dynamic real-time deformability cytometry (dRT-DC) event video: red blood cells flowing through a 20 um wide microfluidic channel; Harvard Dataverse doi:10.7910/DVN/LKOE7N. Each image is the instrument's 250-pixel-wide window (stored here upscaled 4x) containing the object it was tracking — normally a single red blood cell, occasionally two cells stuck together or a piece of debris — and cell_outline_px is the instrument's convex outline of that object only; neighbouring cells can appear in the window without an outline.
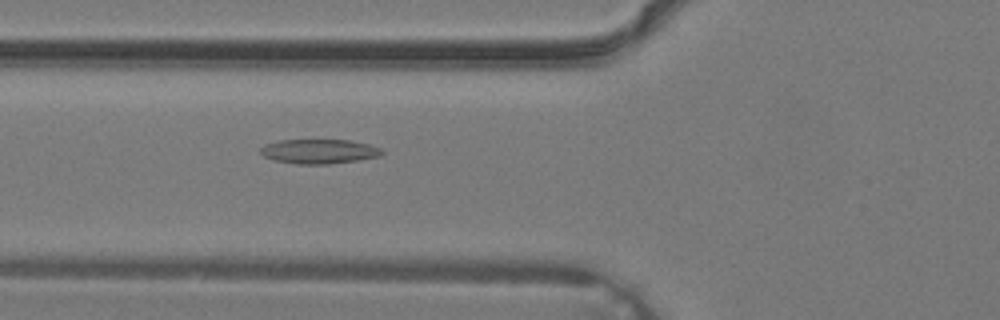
{"species": "common noctule bat (a hibernating species)", "species_latin": "Nyctalus noctula", "temperature_condition": "warm", "stored_images_in_passage": 38, "camera_frame_rate_fps": 3000, "um_per_image_px": 0.085, "animal": {"sex": "male", "body_mass_g": 19.2, "forearm_length_mm": 51.8}, "frame": {"image": 1, "passage_image": 15, "time_ms": 4.667, "image_size_px": [1000, 320], "cell_outline_px": [[384, 152], [380, 156], [360, 160], [328, 164], [296, 164], [272, 160], [264, 156], [260, 152], [260, 148], [264, 144], [280, 140], [348, 140], [368, 144], [380, 148]], "centroid_in_image_um": [27.1, 12.87], "position_along_channel_um": 98.7, "area_um2": 17.4}}
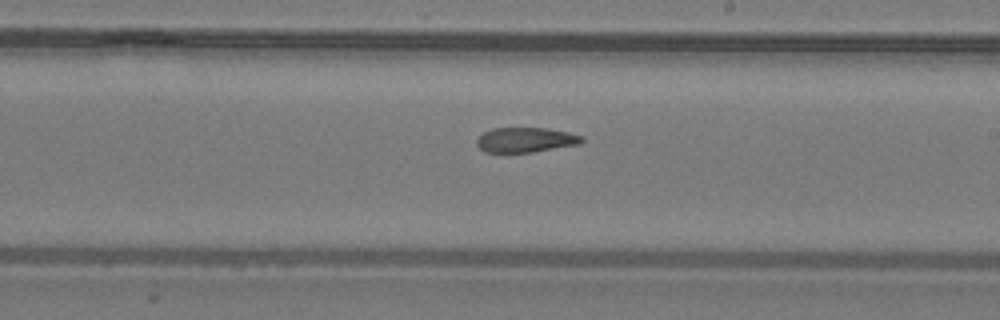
{"frame": {"image": 2, "passage_image": 23, "time_ms": 7.333, "image_size_px": [1000, 320], "cell_outline_px": [[584, 140], [580, 144], [532, 152], [484, 152], [476, 144], [476, 140], [484, 132], [492, 128], [544, 128], [568, 132], [580, 136]], "centroid_in_image_um": [44.65, 11.89], "position_along_channel_um": 244.3, "area_um2": 15.09}}
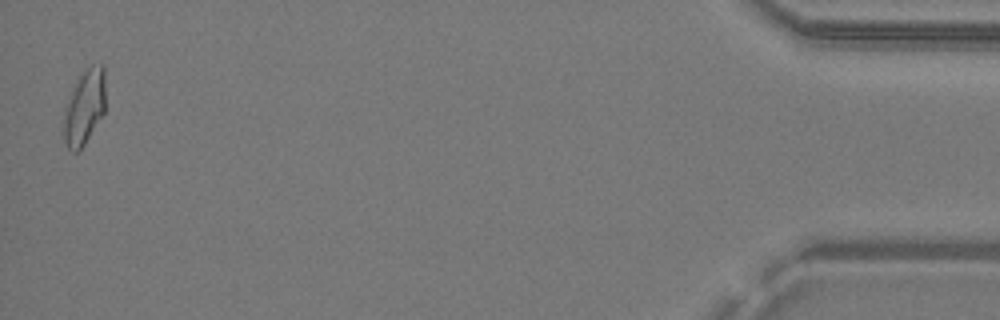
{"frame": {"image": 3, "passage_image": 38, "time_ms": 12.333, "image_size_px": [1000, 320], "cell_outline_px": [[104, 112], [84, 144], [76, 152], [72, 152], [68, 148], [60, 132], [64, 108], [80, 76], [92, 64], [104, 64]], "centroid_in_image_um": [7.13, 9.16], "position_along_channel_um": 428.1, "area_um2": 18.15}}